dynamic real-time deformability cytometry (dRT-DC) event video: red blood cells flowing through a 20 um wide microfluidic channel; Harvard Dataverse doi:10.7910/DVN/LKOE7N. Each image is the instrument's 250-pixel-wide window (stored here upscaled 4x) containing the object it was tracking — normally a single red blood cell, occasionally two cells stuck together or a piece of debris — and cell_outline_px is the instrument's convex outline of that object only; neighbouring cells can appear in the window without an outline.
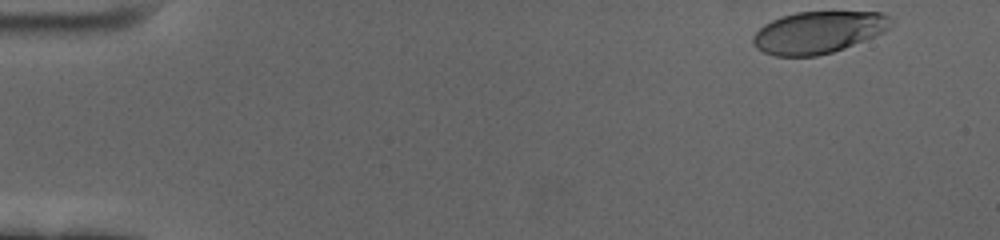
{"species": "human", "species_latin": "Homo sapiens", "temperature_condition": "cold", "stored_images_in_passage": 56, "camera_frame_rate_fps": 3000, "um_per_image_px": 0.085, "donor": {"sex": "female"}, "frame": {"image": 1, "passage_image": 1, "time_ms": 0.0, "image_size_px": [1000, 240], "cell_outline_px": [[892, 16], [888, 28], [884, 32], [844, 48], [832, 52], [816, 56], [776, 56], [764, 52], [756, 48], [752, 44], [752, 36], [764, 24], [780, 16], [796, 12], [880, 12]], "centroid_in_image_um": [69.52, 2.74], "position_along_channel_um": 15.5, "area_um2": 33.7}}
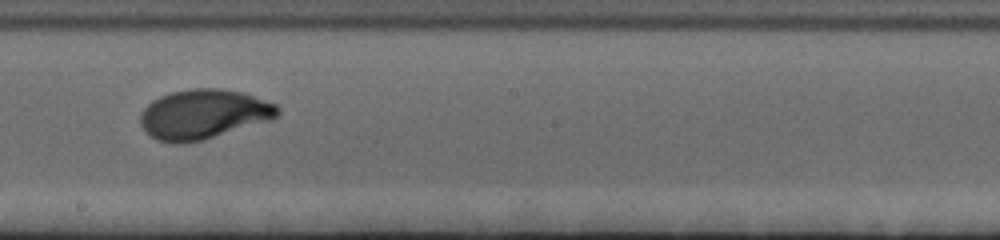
{"frame": {"image": 2, "passage_image": 31, "time_ms": 10.0, "image_size_px": [1000, 240], "cell_outline_px": [[280, 112], [272, 120], [204, 140], [184, 144], [172, 144], [156, 140], [140, 124], [140, 116], [144, 108], [152, 100], [160, 96], [172, 92], [192, 88], [220, 88], [244, 92], [276, 104], [280, 108]], "centroid_in_image_um": [17.32, 9.72], "position_along_channel_um": 230.9, "area_um2": 40.06}}
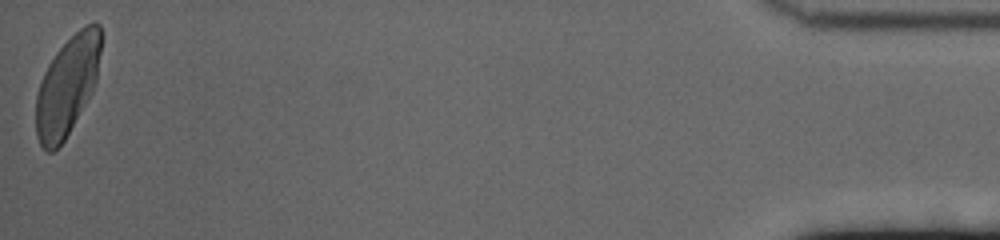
{"frame": {"image": 3, "passage_image": 56, "time_ms": 18.333, "image_size_px": [1000, 240], "cell_outline_px": [[104, 36], [96, 84], [92, 92], [64, 140], [52, 152], [48, 152], [40, 144], [36, 136], [36, 96], [44, 72], [48, 64], [56, 52], [84, 24], [92, 20], [96, 20], [100, 24]], "centroid_in_image_um": [5.77, 7.21], "position_along_channel_um": 429.4, "area_um2": 37.92}, "authors_computed_cell_mechanics": {"area_um2": 37.5989, "velocity_mm_per_s": 3.4166, "shape_relaxation_time_tau1_ms": 2.981, "shape_relaxation_time_tau2_ms": null, "deformation_change_tau1": 0.171, "deformation_change_tau2": null}}